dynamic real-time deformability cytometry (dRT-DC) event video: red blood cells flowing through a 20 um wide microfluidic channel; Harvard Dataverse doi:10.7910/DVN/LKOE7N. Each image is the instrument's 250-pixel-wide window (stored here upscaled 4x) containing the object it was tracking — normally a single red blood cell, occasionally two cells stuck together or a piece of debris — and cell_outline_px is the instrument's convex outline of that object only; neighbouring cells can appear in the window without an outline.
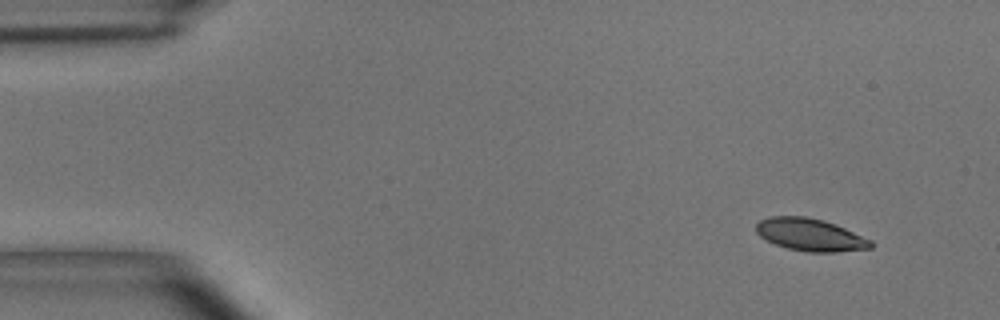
{"species": "common noctule bat (a hibernating species)", "species_latin": "Nyctalus noctula", "temperature_condition": "room temperature", "stored_images_in_passage": 54, "camera_frame_rate_fps": 3000, "um_per_image_px": 0.085, "animal": {"sex": "male", "body_mass_g": 15.6}, "frame": {"image": 1, "passage_image": 4, "time_ms": 1.0, "image_size_px": [1000, 320], "cell_outline_px": [[872, 248], [836, 252], [808, 252], [788, 248], [776, 244], [760, 236], [756, 232], [756, 224], [760, 220], [768, 216], [804, 216], [824, 220], [836, 224], [872, 240]], "centroid_in_image_um": [68.88, 19.94], "position_along_channel_um": 16.1, "area_um2": 21.68}}
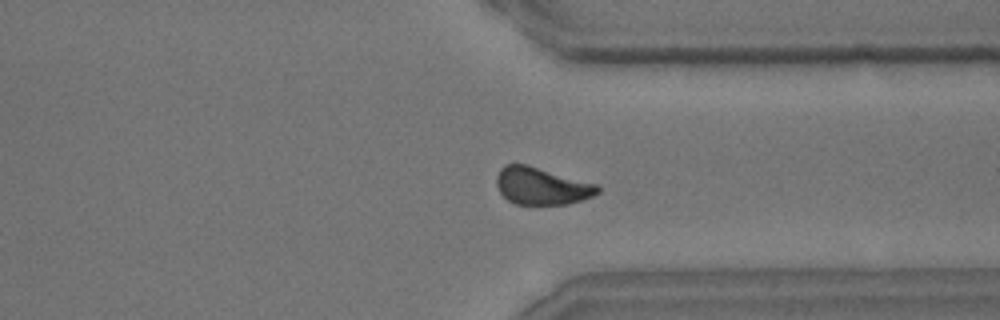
{"frame": {"image": 2, "passage_image": 41, "time_ms": 13.333, "image_size_px": [1000, 320], "cell_outline_px": [[600, 192], [592, 196], [568, 204], [516, 204], [508, 200], [500, 192], [496, 184], [496, 176], [500, 168], [504, 164], [528, 164], [600, 184]], "centroid_in_image_um": [46.06, 15.79], "position_along_channel_um": 365.3, "area_um2": 22.25}}
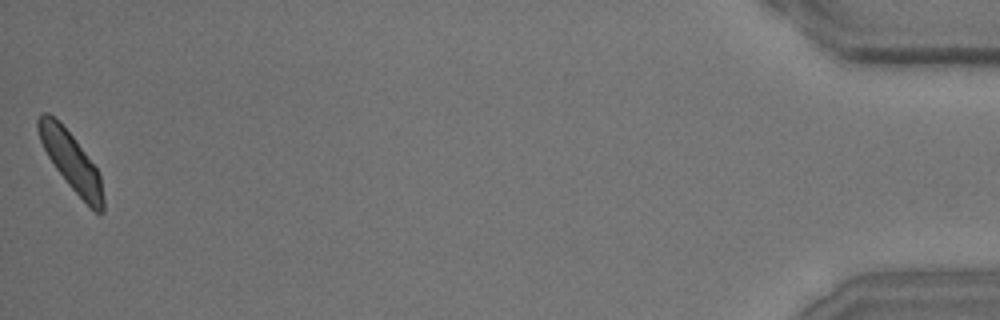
{"frame": {"image": 3, "passage_image": 54, "time_ms": 17.667, "image_size_px": [1000, 320], "cell_outline_px": [[104, 212], [96, 212], [68, 184], [56, 168], [48, 156], [40, 140], [36, 128], [36, 120], [40, 112], [48, 112], [72, 136], [96, 168], [100, 176], [104, 196]], "centroid_in_image_um": [6.02, 13.69], "position_along_channel_um": 429.2, "area_um2": 21.33}, "authors_computed_cell_mechanics": {"area_um2": 22.1952, "velocity_mm_per_s": 3.6303, "shape_relaxation_time_tau1_ms": 2.8134, "shape_relaxation_time_tau2_ms": 1.7772, "deformation_change_tau1": 0.1118, "deformation_change_tau2": 0.0608}}